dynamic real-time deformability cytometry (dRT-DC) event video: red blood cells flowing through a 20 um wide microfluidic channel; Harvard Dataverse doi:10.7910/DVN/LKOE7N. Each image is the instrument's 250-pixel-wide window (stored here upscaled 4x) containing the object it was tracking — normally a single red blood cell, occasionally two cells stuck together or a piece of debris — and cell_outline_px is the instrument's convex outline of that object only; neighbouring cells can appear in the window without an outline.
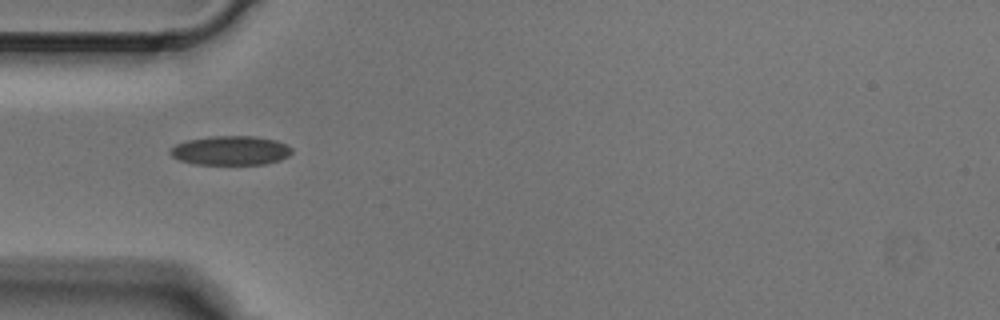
{"species": "Egyptian fruit bat (a non-hibernating species)", "species_latin": "Rousettus aegyptiacus", "temperature_condition": "cold", "stored_images_in_passage": 2, "camera_frame_rate_fps": 3000, "um_per_image_px": 0.085, "animal": {"sex": "male"}, "frame": {"image": 1, "passage_image": 2, "time_ms": 0.333, "image_size_px": [1000, 320], "cell_outline_px": [[292, 152], [288, 156], [280, 160], [264, 164], [196, 164], [180, 160], [172, 156], [168, 152], [176, 144], [188, 140], [212, 136], [252, 136], [276, 140], [292, 148]], "centroid_in_image_um": [19.61, 12.79], "position_along_channel_um": 65.4, "area_um2": 20.52}}